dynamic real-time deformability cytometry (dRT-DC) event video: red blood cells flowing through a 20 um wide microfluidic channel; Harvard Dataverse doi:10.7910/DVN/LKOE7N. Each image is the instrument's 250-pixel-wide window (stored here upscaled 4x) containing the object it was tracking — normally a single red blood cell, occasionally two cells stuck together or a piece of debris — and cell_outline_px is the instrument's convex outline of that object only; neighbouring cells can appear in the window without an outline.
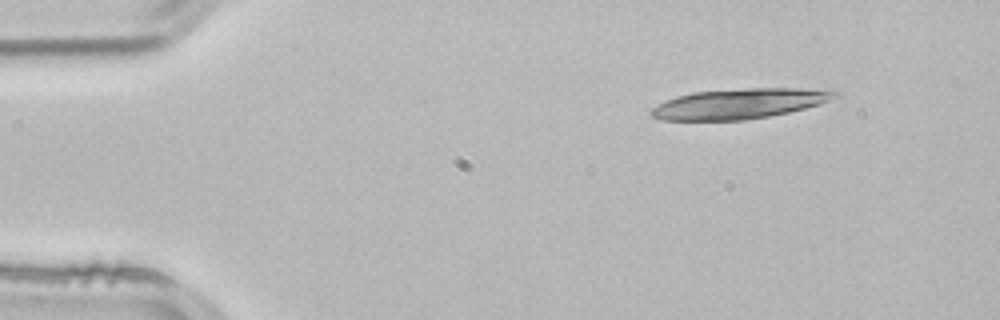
{"species": "common noctule bat (a hibernating species)", "species_latin": "Nyctalus noctula", "temperature_condition": "room temperature", "stored_images_in_passage": 4, "camera_frame_rate_fps": 3000, "um_per_image_px": 0.085, "animal": {"sex": "male", "body_mass_g": 21.5, "forearm_length_mm": 52.0}, "frame": {"image": 1, "passage_image": 1, "time_ms": 0.0, "image_size_px": [1000, 320], "cell_outline_px": [[840, 96], [820, 104], [788, 112], [768, 116], [744, 120], [660, 120], [652, 116], [648, 112], [652, 108], [676, 96], [692, 92], [748, 88], [800, 88], [840, 92]], "centroid_in_image_um": [62.84, 8.81], "position_along_channel_um": 22.2, "area_um2": 32.08}}